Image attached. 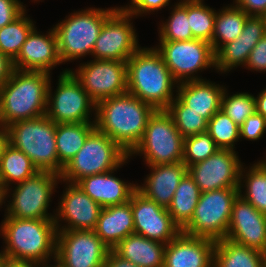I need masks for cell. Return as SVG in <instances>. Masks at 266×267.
<instances>
[{"label":"cell","mask_w":266,"mask_h":267,"mask_svg":"<svg viewBox=\"0 0 266 267\" xmlns=\"http://www.w3.org/2000/svg\"><path fill=\"white\" fill-rule=\"evenodd\" d=\"M239 127L220 109L209 119L207 133L219 149L235 151V144L240 140Z\"/></svg>","instance_id":"obj_38"},{"label":"cell","mask_w":266,"mask_h":267,"mask_svg":"<svg viewBox=\"0 0 266 267\" xmlns=\"http://www.w3.org/2000/svg\"><path fill=\"white\" fill-rule=\"evenodd\" d=\"M64 187L55 210L57 230H94L102 207L76 183L61 181ZM63 226H62V223Z\"/></svg>","instance_id":"obj_17"},{"label":"cell","mask_w":266,"mask_h":267,"mask_svg":"<svg viewBox=\"0 0 266 267\" xmlns=\"http://www.w3.org/2000/svg\"><path fill=\"white\" fill-rule=\"evenodd\" d=\"M117 8L81 9L71 12L64 20L53 25L62 64L92 55L104 22Z\"/></svg>","instance_id":"obj_5"},{"label":"cell","mask_w":266,"mask_h":267,"mask_svg":"<svg viewBox=\"0 0 266 267\" xmlns=\"http://www.w3.org/2000/svg\"><path fill=\"white\" fill-rule=\"evenodd\" d=\"M150 173L146 175L144 183H137L136 189L148 199L167 208L173 199L180 181L188 172L183 162L161 165H147Z\"/></svg>","instance_id":"obj_24"},{"label":"cell","mask_w":266,"mask_h":267,"mask_svg":"<svg viewBox=\"0 0 266 267\" xmlns=\"http://www.w3.org/2000/svg\"><path fill=\"white\" fill-rule=\"evenodd\" d=\"M78 66L68 71L96 104L127 92V62L93 59Z\"/></svg>","instance_id":"obj_13"},{"label":"cell","mask_w":266,"mask_h":267,"mask_svg":"<svg viewBox=\"0 0 266 267\" xmlns=\"http://www.w3.org/2000/svg\"><path fill=\"white\" fill-rule=\"evenodd\" d=\"M155 49L178 83L202 80L204 78L198 75L199 72L215 68V53L211 43L201 39L159 41Z\"/></svg>","instance_id":"obj_12"},{"label":"cell","mask_w":266,"mask_h":267,"mask_svg":"<svg viewBox=\"0 0 266 267\" xmlns=\"http://www.w3.org/2000/svg\"><path fill=\"white\" fill-rule=\"evenodd\" d=\"M94 232L111 250L128 235L134 234L130 200L102 208Z\"/></svg>","instance_id":"obj_26"},{"label":"cell","mask_w":266,"mask_h":267,"mask_svg":"<svg viewBox=\"0 0 266 267\" xmlns=\"http://www.w3.org/2000/svg\"><path fill=\"white\" fill-rule=\"evenodd\" d=\"M226 87L216 82L202 79L178 83L176 96L207 121L220 110L221 97Z\"/></svg>","instance_id":"obj_25"},{"label":"cell","mask_w":266,"mask_h":267,"mask_svg":"<svg viewBox=\"0 0 266 267\" xmlns=\"http://www.w3.org/2000/svg\"><path fill=\"white\" fill-rule=\"evenodd\" d=\"M239 195V188H223L203 192L190 223L183 233L219 241L227 236L233 201Z\"/></svg>","instance_id":"obj_10"},{"label":"cell","mask_w":266,"mask_h":267,"mask_svg":"<svg viewBox=\"0 0 266 267\" xmlns=\"http://www.w3.org/2000/svg\"><path fill=\"white\" fill-rule=\"evenodd\" d=\"M26 11L0 29V52L12 61L17 57L29 33L35 27L36 22L30 19Z\"/></svg>","instance_id":"obj_34"},{"label":"cell","mask_w":266,"mask_h":267,"mask_svg":"<svg viewBox=\"0 0 266 267\" xmlns=\"http://www.w3.org/2000/svg\"><path fill=\"white\" fill-rule=\"evenodd\" d=\"M9 145L8 128L0 124V159L4 153L5 148Z\"/></svg>","instance_id":"obj_49"},{"label":"cell","mask_w":266,"mask_h":267,"mask_svg":"<svg viewBox=\"0 0 266 267\" xmlns=\"http://www.w3.org/2000/svg\"><path fill=\"white\" fill-rule=\"evenodd\" d=\"M218 149L215 141L207 132L185 137L182 162L189 167L207 159Z\"/></svg>","instance_id":"obj_40"},{"label":"cell","mask_w":266,"mask_h":267,"mask_svg":"<svg viewBox=\"0 0 266 267\" xmlns=\"http://www.w3.org/2000/svg\"><path fill=\"white\" fill-rule=\"evenodd\" d=\"M3 206V198H2V192L0 190V208Z\"/></svg>","instance_id":"obj_54"},{"label":"cell","mask_w":266,"mask_h":267,"mask_svg":"<svg viewBox=\"0 0 266 267\" xmlns=\"http://www.w3.org/2000/svg\"><path fill=\"white\" fill-rule=\"evenodd\" d=\"M5 267H40V264L32 262H14L6 259Z\"/></svg>","instance_id":"obj_50"},{"label":"cell","mask_w":266,"mask_h":267,"mask_svg":"<svg viewBox=\"0 0 266 267\" xmlns=\"http://www.w3.org/2000/svg\"><path fill=\"white\" fill-rule=\"evenodd\" d=\"M216 242L182 231L166 244L163 267H213Z\"/></svg>","instance_id":"obj_22"},{"label":"cell","mask_w":266,"mask_h":267,"mask_svg":"<svg viewBox=\"0 0 266 267\" xmlns=\"http://www.w3.org/2000/svg\"><path fill=\"white\" fill-rule=\"evenodd\" d=\"M240 140L257 141L266 133V119L255 112L239 127Z\"/></svg>","instance_id":"obj_41"},{"label":"cell","mask_w":266,"mask_h":267,"mask_svg":"<svg viewBox=\"0 0 266 267\" xmlns=\"http://www.w3.org/2000/svg\"><path fill=\"white\" fill-rule=\"evenodd\" d=\"M6 258L0 253V267H5Z\"/></svg>","instance_id":"obj_53"},{"label":"cell","mask_w":266,"mask_h":267,"mask_svg":"<svg viewBox=\"0 0 266 267\" xmlns=\"http://www.w3.org/2000/svg\"><path fill=\"white\" fill-rule=\"evenodd\" d=\"M227 239L261 252L266 251V214L240 195L233 201Z\"/></svg>","instance_id":"obj_19"},{"label":"cell","mask_w":266,"mask_h":267,"mask_svg":"<svg viewBox=\"0 0 266 267\" xmlns=\"http://www.w3.org/2000/svg\"><path fill=\"white\" fill-rule=\"evenodd\" d=\"M130 4L119 8L130 12L135 18L146 16L153 12H158L162 8L170 5V0H130Z\"/></svg>","instance_id":"obj_42"},{"label":"cell","mask_w":266,"mask_h":267,"mask_svg":"<svg viewBox=\"0 0 266 267\" xmlns=\"http://www.w3.org/2000/svg\"><path fill=\"white\" fill-rule=\"evenodd\" d=\"M220 109L228 115L238 126L256 112V99L248 92H236L229 96L227 88L221 97Z\"/></svg>","instance_id":"obj_39"},{"label":"cell","mask_w":266,"mask_h":267,"mask_svg":"<svg viewBox=\"0 0 266 267\" xmlns=\"http://www.w3.org/2000/svg\"><path fill=\"white\" fill-rule=\"evenodd\" d=\"M264 267H266V251L264 252Z\"/></svg>","instance_id":"obj_55"},{"label":"cell","mask_w":266,"mask_h":267,"mask_svg":"<svg viewBox=\"0 0 266 267\" xmlns=\"http://www.w3.org/2000/svg\"><path fill=\"white\" fill-rule=\"evenodd\" d=\"M38 171L29 157L9 144L0 159L1 192L3 193L13 183L16 185L34 176Z\"/></svg>","instance_id":"obj_32"},{"label":"cell","mask_w":266,"mask_h":267,"mask_svg":"<svg viewBox=\"0 0 266 267\" xmlns=\"http://www.w3.org/2000/svg\"><path fill=\"white\" fill-rule=\"evenodd\" d=\"M0 253L10 261L43 264L56 259L57 229L54 219H19L4 215Z\"/></svg>","instance_id":"obj_2"},{"label":"cell","mask_w":266,"mask_h":267,"mask_svg":"<svg viewBox=\"0 0 266 267\" xmlns=\"http://www.w3.org/2000/svg\"><path fill=\"white\" fill-rule=\"evenodd\" d=\"M238 152L218 149L207 159L188 167L200 192L223 188H239L240 170L242 167Z\"/></svg>","instance_id":"obj_16"},{"label":"cell","mask_w":266,"mask_h":267,"mask_svg":"<svg viewBox=\"0 0 266 267\" xmlns=\"http://www.w3.org/2000/svg\"><path fill=\"white\" fill-rule=\"evenodd\" d=\"M127 77V92L156 110H166L176 97L178 82L154 46L141 47L127 60Z\"/></svg>","instance_id":"obj_3"},{"label":"cell","mask_w":266,"mask_h":267,"mask_svg":"<svg viewBox=\"0 0 266 267\" xmlns=\"http://www.w3.org/2000/svg\"><path fill=\"white\" fill-rule=\"evenodd\" d=\"M95 122L56 124V149L59 163L64 167L82 148Z\"/></svg>","instance_id":"obj_30"},{"label":"cell","mask_w":266,"mask_h":267,"mask_svg":"<svg viewBox=\"0 0 266 267\" xmlns=\"http://www.w3.org/2000/svg\"><path fill=\"white\" fill-rule=\"evenodd\" d=\"M58 78L54 93L51 80L49 82L45 115L56 124L95 122L96 103L80 83L67 68L60 72Z\"/></svg>","instance_id":"obj_11"},{"label":"cell","mask_w":266,"mask_h":267,"mask_svg":"<svg viewBox=\"0 0 266 267\" xmlns=\"http://www.w3.org/2000/svg\"><path fill=\"white\" fill-rule=\"evenodd\" d=\"M249 15L234 4L216 10L211 46L216 53L223 45L235 40L242 32Z\"/></svg>","instance_id":"obj_31"},{"label":"cell","mask_w":266,"mask_h":267,"mask_svg":"<svg viewBox=\"0 0 266 267\" xmlns=\"http://www.w3.org/2000/svg\"><path fill=\"white\" fill-rule=\"evenodd\" d=\"M130 204L135 234L168 244L181 232L167 208L148 199L137 189L131 194Z\"/></svg>","instance_id":"obj_18"},{"label":"cell","mask_w":266,"mask_h":267,"mask_svg":"<svg viewBox=\"0 0 266 267\" xmlns=\"http://www.w3.org/2000/svg\"><path fill=\"white\" fill-rule=\"evenodd\" d=\"M184 137L166 110H156L149 118L142 140L129 154L143 156L146 165L178 163L183 160Z\"/></svg>","instance_id":"obj_9"},{"label":"cell","mask_w":266,"mask_h":267,"mask_svg":"<svg viewBox=\"0 0 266 267\" xmlns=\"http://www.w3.org/2000/svg\"><path fill=\"white\" fill-rule=\"evenodd\" d=\"M110 250L94 230H57L56 260L63 267H103Z\"/></svg>","instance_id":"obj_15"},{"label":"cell","mask_w":266,"mask_h":267,"mask_svg":"<svg viewBox=\"0 0 266 267\" xmlns=\"http://www.w3.org/2000/svg\"><path fill=\"white\" fill-rule=\"evenodd\" d=\"M166 244L138 234L128 235L112 250L139 267H163Z\"/></svg>","instance_id":"obj_27"},{"label":"cell","mask_w":266,"mask_h":267,"mask_svg":"<svg viewBox=\"0 0 266 267\" xmlns=\"http://www.w3.org/2000/svg\"><path fill=\"white\" fill-rule=\"evenodd\" d=\"M200 195L199 187L187 172L175 190L171 204L167 207L173 222L181 231L190 223Z\"/></svg>","instance_id":"obj_29"},{"label":"cell","mask_w":266,"mask_h":267,"mask_svg":"<svg viewBox=\"0 0 266 267\" xmlns=\"http://www.w3.org/2000/svg\"><path fill=\"white\" fill-rule=\"evenodd\" d=\"M35 26L29 33L25 43L13 60V67L20 71H42L51 73L62 64L59 57L57 35L54 28L40 33Z\"/></svg>","instance_id":"obj_20"},{"label":"cell","mask_w":266,"mask_h":267,"mask_svg":"<svg viewBox=\"0 0 266 267\" xmlns=\"http://www.w3.org/2000/svg\"><path fill=\"white\" fill-rule=\"evenodd\" d=\"M13 70V61L0 52V87L9 79Z\"/></svg>","instance_id":"obj_46"},{"label":"cell","mask_w":266,"mask_h":267,"mask_svg":"<svg viewBox=\"0 0 266 267\" xmlns=\"http://www.w3.org/2000/svg\"><path fill=\"white\" fill-rule=\"evenodd\" d=\"M257 163L264 169L266 170V156L263 158V160H258Z\"/></svg>","instance_id":"obj_52"},{"label":"cell","mask_w":266,"mask_h":267,"mask_svg":"<svg viewBox=\"0 0 266 267\" xmlns=\"http://www.w3.org/2000/svg\"><path fill=\"white\" fill-rule=\"evenodd\" d=\"M233 4L244 10L249 16H264L266 14V0H233Z\"/></svg>","instance_id":"obj_45"},{"label":"cell","mask_w":266,"mask_h":267,"mask_svg":"<svg viewBox=\"0 0 266 267\" xmlns=\"http://www.w3.org/2000/svg\"><path fill=\"white\" fill-rule=\"evenodd\" d=\"M134 18L118 6L104 22L91 56L97 60L127 62L141 48L132 22Z\"/></svg>","instance_id":"obj_14"},{"label":"cell","mask_w":266,"mask_h":267,"mask_svg":"<svg viewBox=\"0 0 266 267\" xmlns=\"http://www.w3.org/2000/svg\"><path fill=\"white\" fill-rule=\"evenodd\" d=\"M166 111L172 116L176 128L184 138L207 132L208 121L200 113L188 110V106L177 96Z\"/></svg>","instance_id":"obj_37"},{"label":"cell","mask_w":266,"mask_h":267,"mask_svg":"<svg viewBox=\"0 0 266 267\" xmlns=\"http://www.w3.org/2000/svg\"><path fill=\"white\" fill-rule=\"evenodd\" d=\"M213 267H264V253L224 238L216 241Z\"/></svg>","instance_id":"obj_28"},{"label":"cell","mask_w":266,"mask_h":267,"mask_svg":"<svg viewBox=\"0 0 266 267\" xmlns=\"http://www.w3.org/2000/svg\"><path fill=\"white\" fill-rule=\"evenodd\" d=\"M129 159L128 157L115 170L86 176L76 184L102 208L124 204L130 200L131 194L136 190L137 183H133V181L128 183L113 173L122 168L124 164H128Z\"/></svg>","instance_id":"obj_23"},{"label":"cell","mask_w":266,"mask_h":267,"mask_svg":"<svg viewBox=\"0 0 266 267\" xmlns=\"http://www.w3.org/2000/svg\"><path fill=\"white\" fill-rule=\"evenodd\" d=\"M244 166L242 164L240 170L239 195L266 214V170L257 162L249 165V168Z\"/></svg>","instance_id":"obj_33"},{"label":"cell","mask_w":266,"mask_h":267,"mask_svg":"<svg viewBox=\"0 0 266 267\" xmlns=\"http://www.w3.org/2000/svg\"><path fill=\"white\" fill-rule=\"evenodd\" d=\"M61 183L60 175L49 171H38L34 176L12 186L2 193L3 204L8 202L5 215L19 219H54L48 213L52 195ZM13 188V190H12ZM7 198H10L9 201Z\"/></svg>","instance_id":"obj_7"},{"label":"cell","mask_w":266,"mask_h":267,"mask_svg":"<svg viewBox=\"0 0 266 267\" xmlns=\"http://www.w3.org/2000/svg\"><path fill=\"white\" fill-rule=\"evenodd\" d=\"M128 157L129 154L115 141L95 128L82 148L63 167L60 178L61 181L77 183L86 176L115 170Z\"/></svg>","instance_id":"obj_8"},{"label":"cell","mask_w":266,"mask_h":267,"mask_svg":"<svg viewBox=\"0 0 266 267\" xmlns=\"http://www.w3.org/2000/svg\"><path fill=\"white\" fill-rule=\"evenodd\" d=\"M265 34L263 16H248L241 34L215 53L214 70L226 74L239 66L245 67L251 50Z\"/></svg>","instance_id":"obj_21"},{"label":"cell","mask_w":266,"mask_h":267,"mask_svg":"<svg viewBox=\"0 0 266 267\" xmlns=\"http://www.w3.org/2000/svg\"><path fill=\"white\" fill-rule=\"evenodd\" d=\"M103 267H139V266L131 263L128 260L121 258L113 250H110Z\"/></svg>","instance_id":"obj_47"},{"label":"cell","mask_w":266,"mask_h":267,"mask_svg":"<svg viewBox=\"0 0 266 267\" xmlns=\"http://www.w3.org/2000/svg\"><path fill=\"white\" fill-rule=\"evenodd\" d=\"M170 16L161 21L157 31L159 41H189L195 39L187 16V0H179L172 5Z\"/></svg>","instance_id":"obj_35"},{"label":"cell","mask_w":266,"mask_h":267,"mask_svg":"<svg viewBox=\"0 0 266 267\" xmlns=\"http://www.w3.org/2000/svg\"><path fill=\"white\" fill-rule=\"evenodd\" d=\"M244 68L253 72H266V34L251 50Z\"/></svg>","instance_id":"obj_43"},{"label":"cell","mask_w":266,"mask_h":267,"mask_svg":"<svg viewBox=\"0 0 266 267\" xmlns=\"http://www.w3.org/2000/svg\"><path fill=\"white\" fill-rule=\"evenodd\" d=\"M264 20H265V27H266V14L263 16Z\"/></svg>","instance_id":"obj_56"},{"label":"cell","mask_w":266,"mask_h":267,"mask_svg":"<svg viewBox=\"0 0 266 267\" xmlns=\"http://www.w3.org/2000/svg\"><path fill=\"white\" fill-rule=\"evenodd\" d=\"M51 74L42 71L14 69L0 87V124L42 117L46 114Z\"/></svg>","instance_id":"obj_4"},{"label":"cell","mask_w":266,"mask_h":267,"mask_svg":"<svg viewBox=\"0 0 266 267\" xmlns=\"http://www.w3.org/2000/svg\"><path fill=\"white\" fill-rule=\"evenodd\" d=\"M9 144L31 159L39 171L61 174L56 149V123L48 116L12 123L8 127Z\"/></svg>","instance_id":"obj_6"},{"label":"cell","mask_w":266,"mask_h":267,"mask_svg":"<svg viewBox=\"0 0 266 267\" xmlns=\"http://www.w3.org/2000/svg\"><path fill=\"white\" fill-rule=\"evenodd\" d=\"M187 16L193 37L210 43L216 10L205 5L204 0H187Z\"/></svg>","instance_id":"obj_36"},{"label":"cell","mask_w":266,"mask_h":267,"mask_svg":"<svg viewBox=\"0 0 266 267\" xmlns=\"http://www.w3.org/2000/svg\"><path fill=\"white\" fill-rule=\"evenodd\" d=\"M25 5L21 0H0V29L18 18L26 10Z\"/></svg>","instance_id":"obj_44"},{"label":"cell","mask_w":266,"mask_h":267,"mask_svg":"<svg viewBox=\"0 0 266 267\" xmlns=\"http://www.w3.org/2000/svg\"><path fill=\"white\" fill-rule=\"evenodd\" d=\"M155 111L150 104L126 92L96 104L95 128L130 154L142 140Z\"/></svg>","instance_id":"obj_1"},{"label":"cell","mask_w":266,"mask_h":267,"mask_svg":"<svg viewBox=\"0 0 266 267\" xmlns=\"http://www.w3.org/2000/svg\"><path fill=\"white\" fill-rule=\"evenodd\" d=\"M256 99V112L266 119V87L258 93Z\"/></svg>","instance_id":"obj_48"},{"label":"cell","mask_w":266,"mask_h":267,"mask_svg":"<svg viewBox=\"0 0 266 267\" xmlns=\"http://www.w3.org/2000/svg\"><path fill=\"white\" fill-rule=\"evenodd\" d=\"M51 262H54V263L50 264ZM51 262H46V263L40 264V267H63L56 259L54 261H51Z\"/></svg>","instance_id":"obj_51"}]
</instances>
